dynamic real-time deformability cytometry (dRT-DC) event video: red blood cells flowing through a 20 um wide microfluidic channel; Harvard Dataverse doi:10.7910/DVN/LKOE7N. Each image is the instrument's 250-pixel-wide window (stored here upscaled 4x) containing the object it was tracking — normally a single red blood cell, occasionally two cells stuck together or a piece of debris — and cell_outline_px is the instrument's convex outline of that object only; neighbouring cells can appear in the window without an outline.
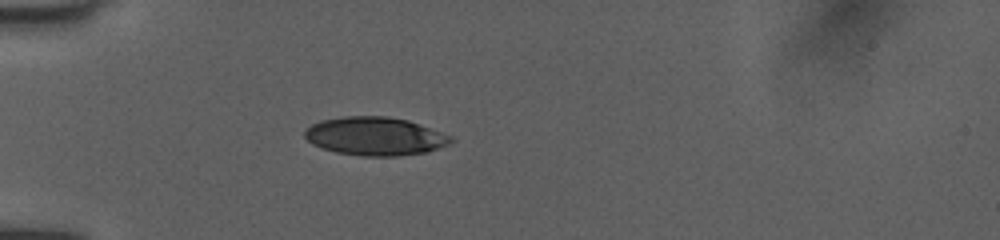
{"species": "human", "species_latin": "Homo sapiens", "temperature_condition": "room temperature", "stored_images_in_passage": 36, "camera_frame_rate_fps": 3000, "um_per_image_px": 0.085, "donor": {"sex": "female"}, "frame": {"image": 1, "passage_image": 1, "time_ms": 0.0, "image_size_px": [1000, 240], "cell_outline_px": [[456, 140], [436, 148], [424, 152], [396, 156], [364, 156], [336, 152], [312, 144], [304, 136], [304, 132], [312, 124], [320, 120], [344, 116], [388, 116], [408, 120], [452, 136]], "centroid_in_image_um": [31.86, 11.57], "position_along_channel_um": 53.1, "area_um2": 32.43}}
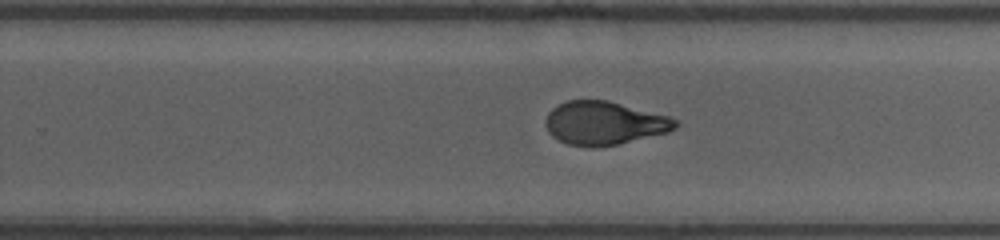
{"frame": {"image": 2, "passage_image": 19, "time_ms": 6.0, "image_size_px": [1000, 240], "cell_outline_px": [[680, 124], [676, 128], [668, 132], [620, 144], [568, 144], [552, 136], [548, 132], [544, 124], [544, 120], [548, 112], [552, 108], [568, 100], [608, 100], [668, 116], [680, 120]], "centroid_in_image_um": [51.39, 10.43], "position_along_channel_um": 278.4, "area_um2": 32.37}}
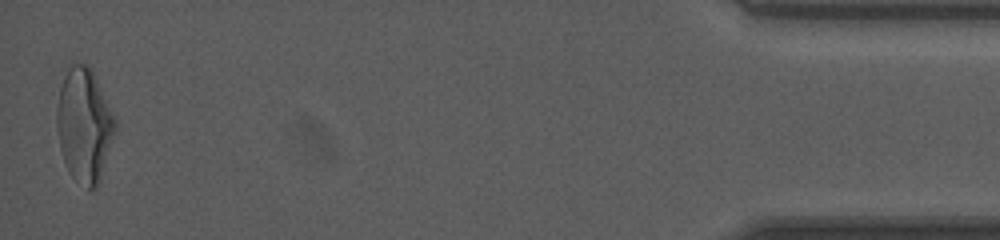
{"frame": {"image": 3, "passage_image": 36, "time_ms": 11.667, "image_size_px": [1000, 240], "cell_outline_px": [[116, 132], [100, 180], [96, 188], [88, 192], [68, 172], [60, 148], [56, 124], [56, 108], [60, 88], [64, 76], [68, 68], [72, 64], [88, 64], [92, 68], [116, 120]], "centroid_in_image_um": [7.17, 10.67], "position_along_channel_um": 428.0, "area_um2": 39.02}, "authors_computed_cell_mechanics": {"area_um2": 33.7263, "velocity_mm_per_s": 4.0482, "shape_relaxation_time_tau1_ms": 5.2092, "shape_relaxation_time_tau2_ms": 1.1144, "deformation_change_tau1": 0.1788, "deformation_change_tau2": 0.065}}